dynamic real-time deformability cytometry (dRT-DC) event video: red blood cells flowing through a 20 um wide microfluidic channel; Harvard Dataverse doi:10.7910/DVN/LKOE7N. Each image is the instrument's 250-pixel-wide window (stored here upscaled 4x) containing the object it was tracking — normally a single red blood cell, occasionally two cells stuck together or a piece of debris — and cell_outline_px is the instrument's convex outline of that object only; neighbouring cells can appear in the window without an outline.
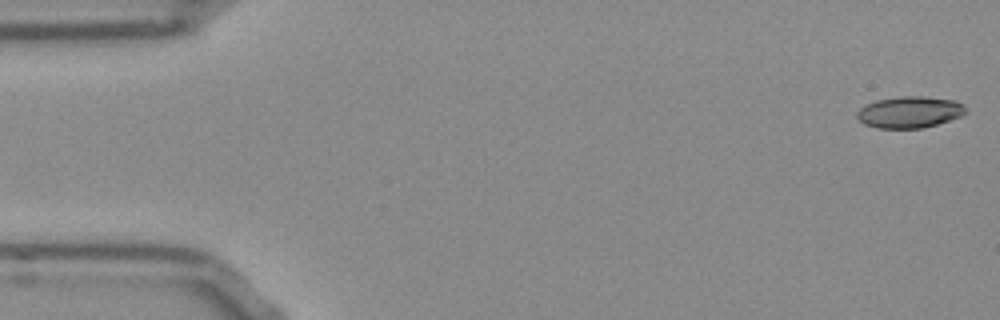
{"species": "Egyptian fruit bat (a non-hibernating species)", "species_latin": "Rousettus aegyptiacus", "temperature_condition": "room temperature", "stored_images_in_passage": 53, "camera_frame_rate_fps": 3000, "um_per_image_px": 0.085, "frame": {"image": 1, "passage_image": 1, "time_ms": 0.0, "image_size_px": [1000, 320], "cell_outline_px": [[968, 112], [960, 116], [936, 124], [920, 128], [876, 128], [864, 124], [856, 116], [856, 112], [860, 108], [876, 100], [900, 96], [924, 96], [956, 100]], "centroid_in_image_um": [77.29, 9.52], "position_along_channel_um": 7.7, "area_um2": 19.83}}
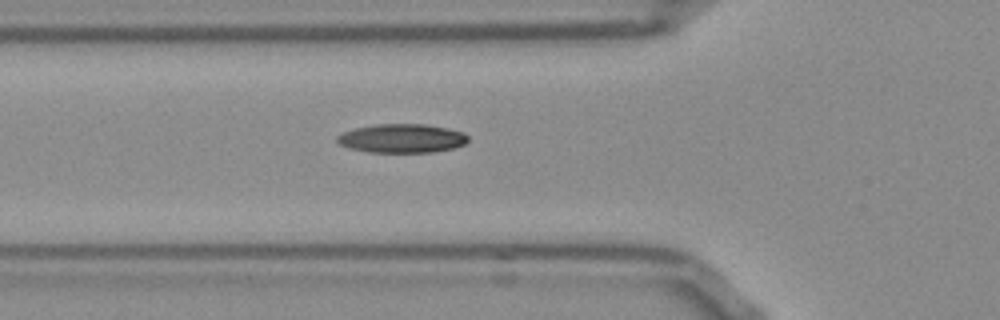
{"frame": {"image": 2, "passage_image": 18, "time_ms": 5.667, "image_size_px": [1000, 320], "cell_outline_px": [[468, 140], [464, 144], [452, 148], [432, 152], [368, 152], [348, 148], [340, 144], [336, 140], [336, 136], [344, 132], [356, 128], [372, 124], [428, 124], [448, 128], [464, 132], [468, 136]], "centroid_in_image_um": [34.16, 11.75], "position_along_channel_um": 91.6, "area_um2": 22.08}}
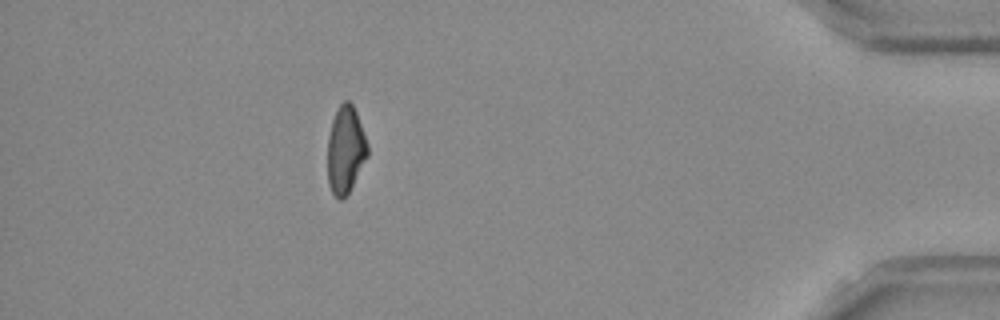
{"frame": {"image": 3, "passage_image": 47, "time_ms": 15.333, "image_size_px": [1000, 320], "cell_outline_px": [[368, 156], [348, 192], [340, 200], [332, 192], [328, 184], [328, 136], [332, 120], [340, 104], [344, 100], [348, 100], [352, 104], [356, 112], [368, 144]], "centroid_in_image_um": [29.37, 12.71], "position_along_channel_um": 405.8, "area_um2": 20.06}}